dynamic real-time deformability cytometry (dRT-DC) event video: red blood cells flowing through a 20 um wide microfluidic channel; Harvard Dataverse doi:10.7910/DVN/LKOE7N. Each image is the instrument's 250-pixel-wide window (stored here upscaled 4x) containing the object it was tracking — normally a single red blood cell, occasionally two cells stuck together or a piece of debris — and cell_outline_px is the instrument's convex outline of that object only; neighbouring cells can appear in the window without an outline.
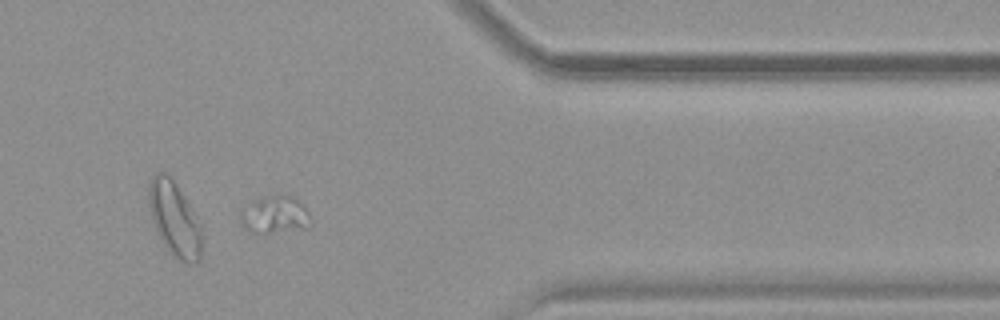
{"species": "common noctule bat (a hibernating species)", "species_latin": "Nyctalus noctula", "temperature_condition": "warm", "stored_images_in_passage": 53, "camera_frame_rate_fps": 3000, "um_per_image_px": 0.085, "animal": {"sex": "female", "body_mass_g": 19.9}, "frame": {"image": 1, "passage_image": 44, "time_ms": 14.333, "image_size_px": [1000, 320], "cell_outline_px": [[312, 224], [308, 228], [272, 232], [248, 232], [240, 224], [240, 212], [256, 200], [268, 196], [292, 196], [308, 212], [312, 220]], "centroid_in_image_um": [23.37, 18.3], "position_along_channel_um": 388.0, "area_um2": 14.97}}
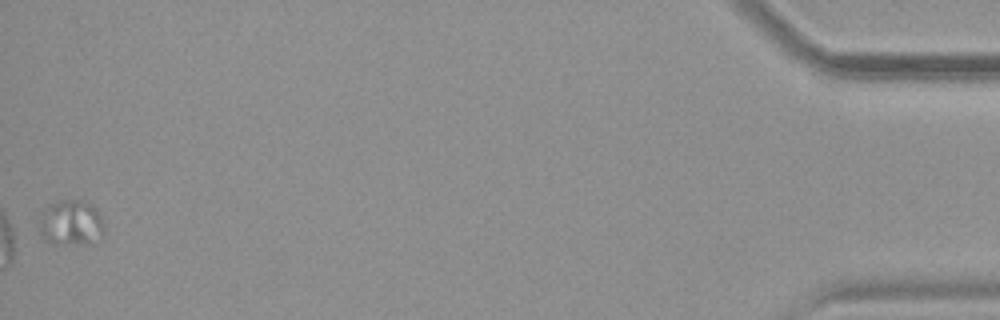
{"frame": {"image": 2, "passage_image": 53, "time_ms": 17.333, "image_size_px": [1000, 320], "cell_outline_px": [[104, 232], [100, 236], [84, 244], [52, 244], [44, 240], [40, 232], [40, 220], [44, 212], [52, 204], [60, 200], [84, 200], [92, 204], [96, 208], [104, 224]], "centroid_in_image_um": [6.05, 18.94], "position_along_channel_um": 429.2, "area_um2": 16.99}}